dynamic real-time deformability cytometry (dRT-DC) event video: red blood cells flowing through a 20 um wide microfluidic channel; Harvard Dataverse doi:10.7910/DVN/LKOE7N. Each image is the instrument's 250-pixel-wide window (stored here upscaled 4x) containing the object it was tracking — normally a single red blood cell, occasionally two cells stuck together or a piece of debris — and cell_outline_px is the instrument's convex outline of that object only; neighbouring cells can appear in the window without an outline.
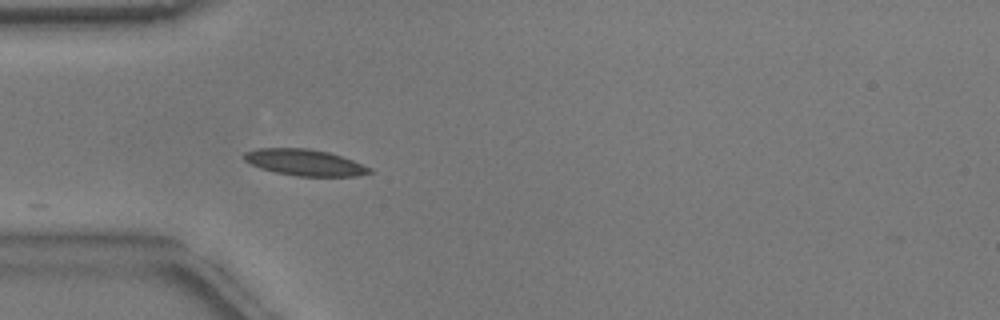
{"species": "common noctule bat (a hibernating species)", "species_latin": "Nyctalus noctula", "temperature_condition": "warm", "stored_images_in_passage": 16, "camera_frame_rate_fps": 3000, "um_per_image_px": 0.085, "animal": {"sex": "male", "body_mass_g": 17.9}, "frame": {"image": 1, "passage_image": 1, "time_ms": 0.0, "image_size_px": [1000, 320], "cell_outline_px": [[372, 172], [356, 176], [296, 176], [276, 172], [260, 168], [244, 160], [244, 152], [256, 148], [308, 148], [328, 152], [352, 160], [372, 168]], "centroid_in_image_um": [25.89, 13.8], "position_along_channel_um": 59.1, "area_um2": 19.13}}